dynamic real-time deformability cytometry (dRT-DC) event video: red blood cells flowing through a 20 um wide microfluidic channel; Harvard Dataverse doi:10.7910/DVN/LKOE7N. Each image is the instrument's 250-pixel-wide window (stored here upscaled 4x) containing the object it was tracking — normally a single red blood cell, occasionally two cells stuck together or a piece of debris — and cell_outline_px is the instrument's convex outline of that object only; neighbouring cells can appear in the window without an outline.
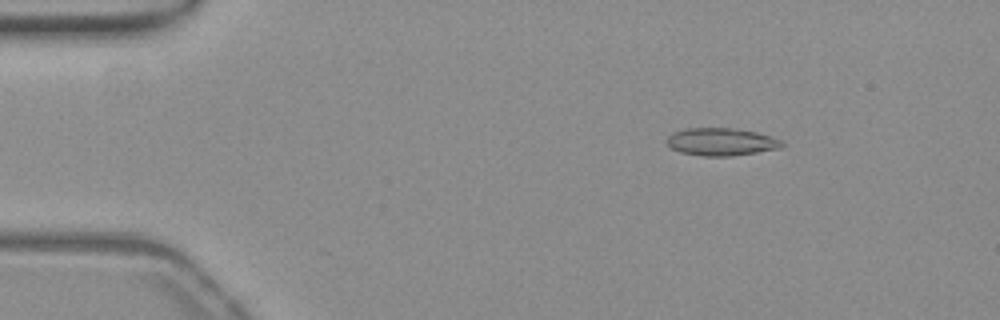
{"species": "common noctule bat (a hibernating species)", "species_latin": "Nyctalus noctula", "temperature_condition": "warm", "stored_images_in_passage": 51, "camera_frame_rate_fps": 3000, "um_per_image_px": 0.085, "animal": {"sex": "female", "body_mass_g": 19.3, "forearm_length_mm": 54.1}, "frame": {"image": 1, "passage_image": 5, "time_ms": 1.333, "image_size_px": [1000, 320], "cell_outline_px": [[784, 144], [780, 148], [732, 156], [704, 156], [680, 152], [672, 148], [668, 144], [668, 136], [676, 132], [688, 128], [728, 128], [756, 132], [784, 140]], "centroid_in_image_um": [61.34, 12.06], "position_along_channel_um": 23.7, "area_um2": 18.26}}
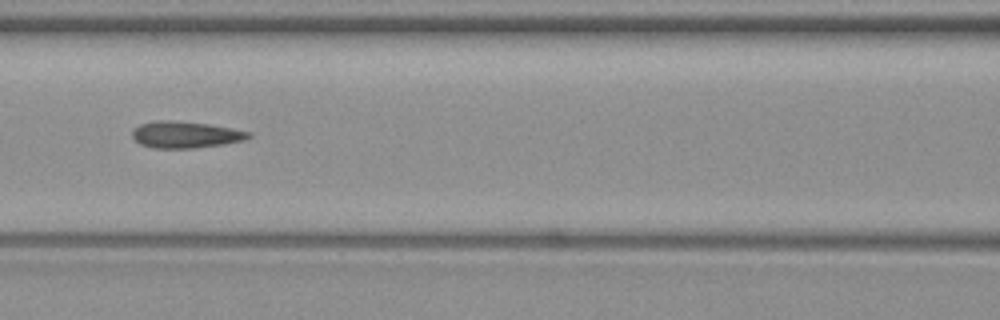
{"frame": {"image": 2, "passage_image": 21, "time_ms": 6.667, "image_size_px": [1000, 320], "cell_outline_px": [[252, 136], [244, 140], [224, 144], [196, 148], [152, 148], [140, 144], [132, 136], [132, 132], [140, 124], [160, 120], [164, 120], [208, 124], [232, 128], [252, 132]], "centroid_in_image_um": [15.8, 11.46], "position_along_channel_um": 150.8, "area_um2": 17.92}}
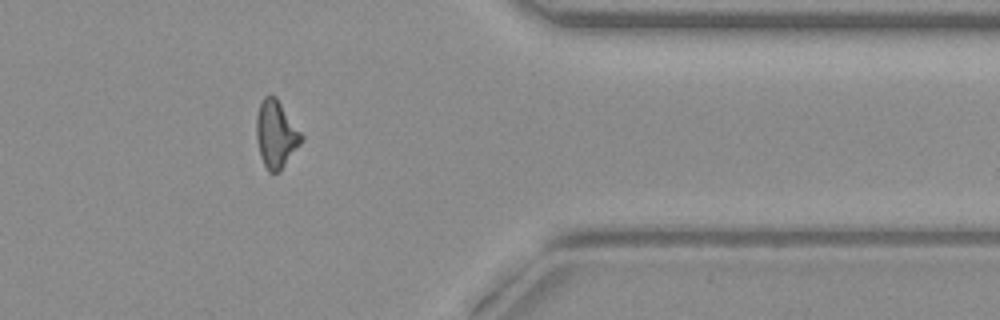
{"frame": {"image": 3, "passage_image": 41, "time_ms": 13.333, "image_size_px": [1000, 320], "cell_outline_px": [[304, 140], [280, 172], [268, 172], [260, 156], [256, 136], [256, 116], [260, 104], [264, 96], [268, 92], [276, 96], [304, 136]], "centroid_in_image_um": [23.47, 11.39], "position_along_channel_um": 387.9, "area_um2": 17.98}, "authors_computed_cell_mechanics": {"area_um2": 17.629, "velocity_mm_per_s": 3.8292, "shape_relaxation_time_tau1_ms": null, "shape_relaxation_time_tau2_ms": 1.883, "deformation_change_tau1": null, "deformation_change_tau2": 0.109}}